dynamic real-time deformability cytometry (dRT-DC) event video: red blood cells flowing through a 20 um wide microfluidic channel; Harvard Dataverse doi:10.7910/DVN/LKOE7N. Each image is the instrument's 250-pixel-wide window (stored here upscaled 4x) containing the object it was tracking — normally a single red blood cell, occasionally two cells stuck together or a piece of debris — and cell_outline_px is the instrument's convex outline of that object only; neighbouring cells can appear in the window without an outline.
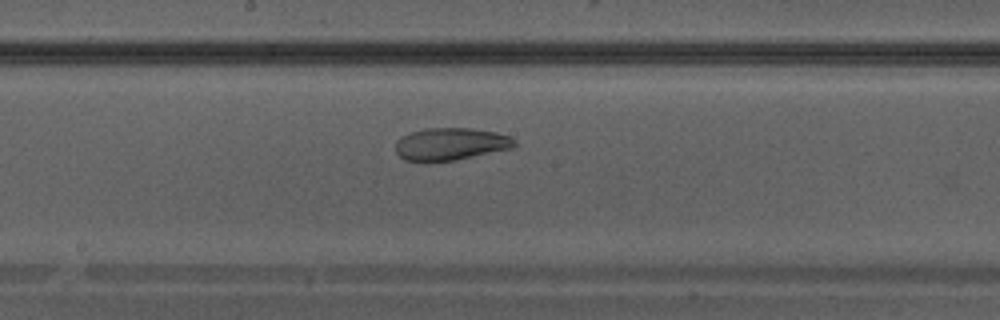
{"species": "Egyptian fruit bat (a non-hibernating species)", "species_latin": "Rousettus aegyptiacus", "temperature_condition": "warm", "stored_images_in_passage": 27, "camera_frame_rate_fps": 3000, "um_per_image_px": 0.085, "animal": {"sex": "male"}, "frame": {"image": 1, "passage_image": 10, "time_ms": 3.0, "image_size_px": [1000, 320], "cell_outline_px": [[516, 144], [512, 148], [456, 160], [404, 160], [396, 152], [396, 140], [400, 136], [408, 132], [424, 128], [472, 128], [496, 132], [512, 136], [516, 140]], "centroid_in_image_um": [38.31, 12.21], "position_along_channel_um": 209.9, "area_um2": 22.48}}
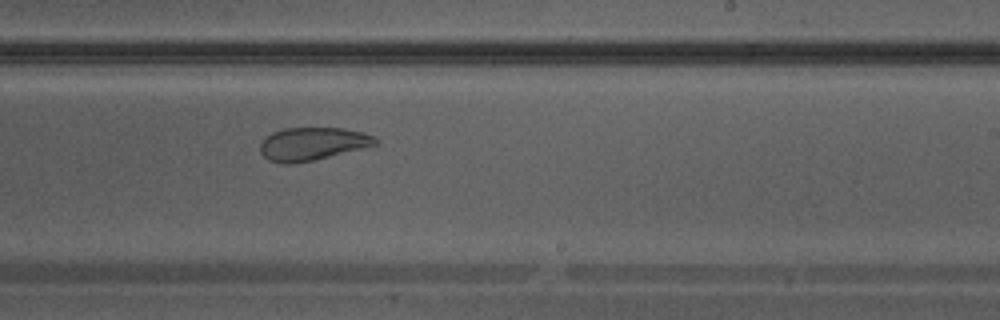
{"frame": {"image": 2, "passage_image": 13, "time_ms": 4.0, "image_size_px": [1000, 320], "cell_outline_px": [[380, 144], [312, 160], [292, 164], [284, 164], [268, 160], [260, 152], [260, 144], [272, 132], [284, 128], [344, 128], [364, 132], [380, 140]], "centroid_in_image_um": [26.58, 12.22], "position_along_channel_um": 262.4, "area_um2": 22.08}}